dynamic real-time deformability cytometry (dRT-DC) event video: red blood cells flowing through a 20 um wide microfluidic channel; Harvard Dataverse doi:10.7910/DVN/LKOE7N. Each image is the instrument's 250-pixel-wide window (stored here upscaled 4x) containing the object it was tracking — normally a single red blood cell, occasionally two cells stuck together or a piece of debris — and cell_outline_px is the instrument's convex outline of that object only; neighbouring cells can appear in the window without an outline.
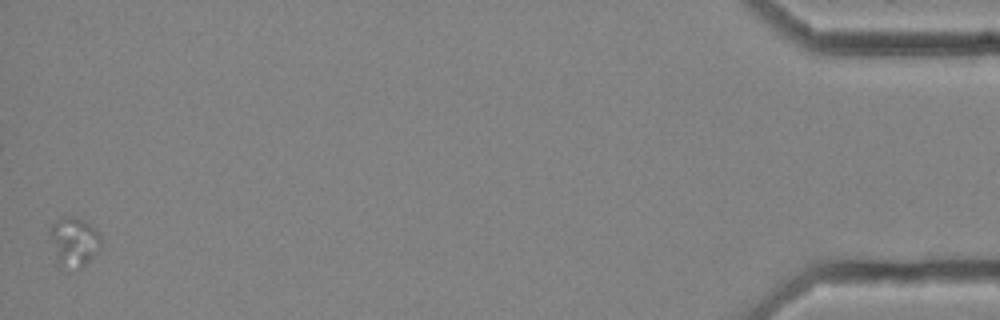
{"species": "common noctule bat (a hibernating species)", "species_latin": "Nyctalus noctula", "temperature_condition": "cold", "stored_images_in_passage": 45, "camera_frame_rate_fps": 3000, "um_per_image_px": 0.085, "animal": {"sex": "female", "body_mass_g": 25.1}, "frame": {"image": 1, "passage_image": 45, "time_ms": 14.667, "image_size_px": [1000, 320], "cell_outline_px": [[100, 248], [80, 268], [76, 268], [60, 264], [48, 232], [52, 224], [56, 220], [68, 216], [76, 216], [100, 232]], "centroid_in_image_um": [6.3, 20.49], "position_along_channel_um": 428.9, "area_um2": 14.05}}